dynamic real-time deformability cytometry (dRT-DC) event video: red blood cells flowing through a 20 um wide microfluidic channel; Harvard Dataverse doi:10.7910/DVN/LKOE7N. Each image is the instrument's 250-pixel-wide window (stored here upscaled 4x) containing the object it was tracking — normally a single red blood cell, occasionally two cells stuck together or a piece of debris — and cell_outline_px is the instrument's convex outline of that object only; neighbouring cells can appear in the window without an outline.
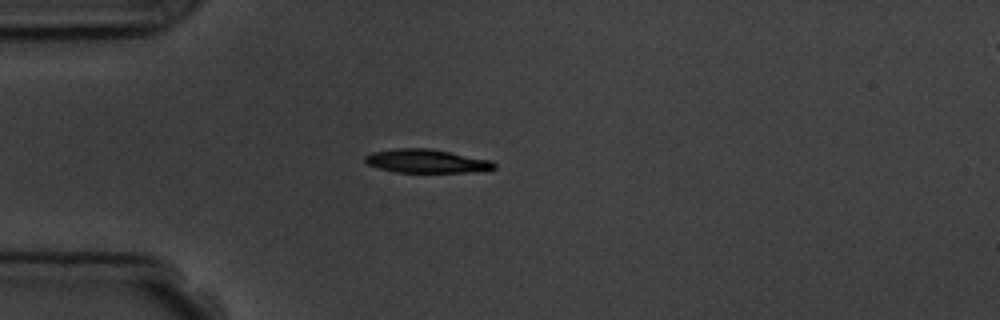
{"species": "common noctule bat (a hibernating species)", "species_latin": "Nyctalus noctula", "temperature_condition": "room temperature", "stored_images_in_passage": 6, "camera_frame_rate_fps": 3000, "um_per_image_px": 0.085, "animal": {"sex": "male", "body_mass_g": 19.5, "forearm_length_mm": 54.6}, "frame": {"image": 1, "passage_image": 5, "time_ms": 4.667, "image_size_px": [1000, 320], "cell_outline_px": [[496, 168], [464, 172], [396, 172], [380, 168], [368, 164], [364, 160], [364, 156], [372, 152], [392, 148], [428, 148], [492, 160], [496, 164]], "centroid_in_image_um": [36.21, 13.68], "position_along_channel_um": 48.8, "area_um2": 17.57}}